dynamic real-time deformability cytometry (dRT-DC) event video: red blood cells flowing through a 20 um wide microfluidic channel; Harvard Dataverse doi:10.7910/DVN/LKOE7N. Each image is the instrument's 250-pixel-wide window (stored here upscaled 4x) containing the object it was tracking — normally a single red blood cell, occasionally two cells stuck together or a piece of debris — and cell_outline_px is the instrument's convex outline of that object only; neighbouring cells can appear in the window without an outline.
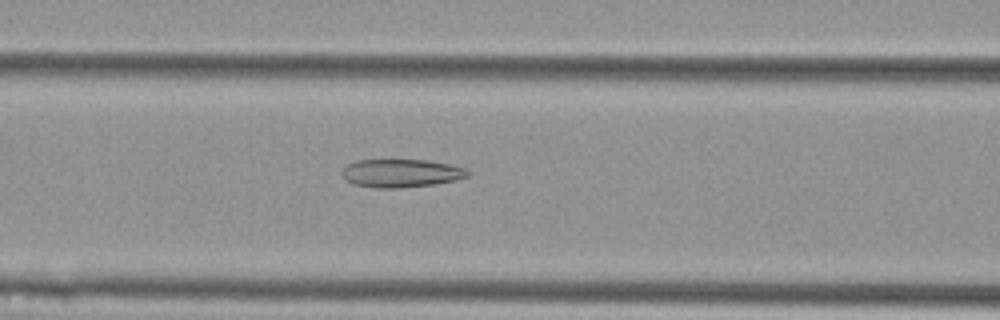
{"species": "Egyptian fruit bat (a non-hibernating species)", "species_latin": "Rousettus aegyptiacus", "temperature_condition": "cold", "stored_images_in_passage": 52, "camera_frame_rate_fps": 3000, "um_per_image_px": 0.085, "animal": {"sex": "female"}, "frame": {"image": 1, "passage_image": 19, "time_ms": 6.0, "image_size_px": [1000, 320], "cell_outline_px": [[468, 176], [456, 180], [436, 184], [400, 188], [376, 188], [352, 184], [340, 172], [348, 164], [356, 160], [428, 160], [448, 164], [464, 168], [468, 172]], "centroid_in_image_um": [34.08, 14.73], "position_along_channel_um": 132.5, "area_um2": 20.58}}
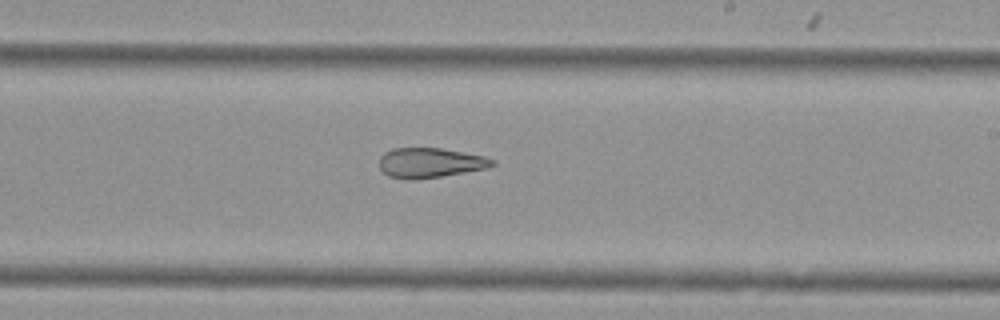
{"frame": {"image": 2, "passage_image": 29, "time_ms": 9.333, "image_size_px": [1000, 320], "cell_outline_px": [[496, 164], [488, 168], [440, 176], [412, 180], [404, 180], [388, 176], [380, 168], [380, 156], [384, 152], [392, 148], [440, 148], [484, 156], [496, 160]], "centroid_in_image_um": [36.55, 13.84], "position_along_channel_um": 252.5, "area_um2": 19.71}}
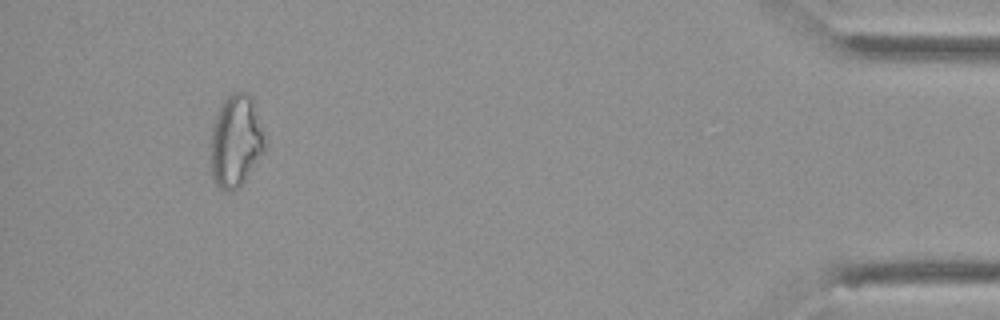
{"frame": {"image": 3, "passage_image": 48, "time_ms": 15.667, "image_size_px": [1000, 320], "cell_outline_px": [[268, 148], [244, 180], [232, 192], [228, 192], [220, 188], [212, 180], [212, 124], [216, 112], [220, 104], [232, 92], [248, 92], [252, 96]], "centroid_in_image_um": [20.07, 11.97], "position_along_channel_um": 415.1, "area_um2": 29.25}, "authors_computed_cell_mechanics": {"area_um2": 25.143, "velocity_mm_per_s": 3.6124, "shape_relaxation_time_tau1_ms": null, "shape_relaxation_time_tau2_ms": 4.2277, "deformation_change_tau1": null, "deformation_change_tau2": 0.1377}}